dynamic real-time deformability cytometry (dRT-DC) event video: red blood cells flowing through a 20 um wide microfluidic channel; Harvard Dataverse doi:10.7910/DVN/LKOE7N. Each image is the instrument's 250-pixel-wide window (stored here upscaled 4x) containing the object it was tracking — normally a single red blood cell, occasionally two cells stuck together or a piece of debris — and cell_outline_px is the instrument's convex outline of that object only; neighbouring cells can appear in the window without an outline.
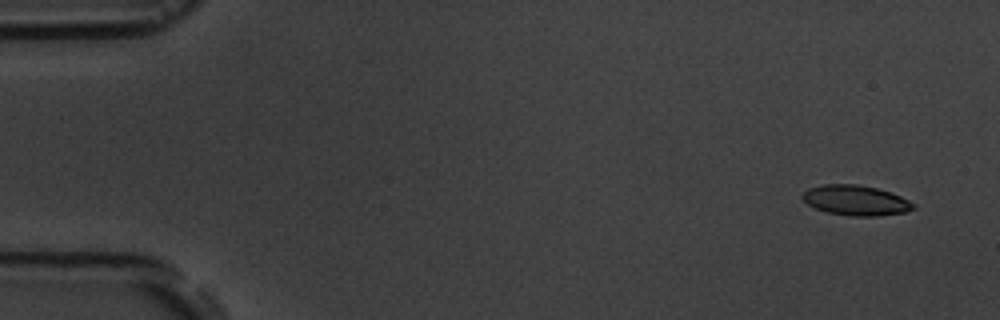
{"species": "common noctule bat (a hibernating species)", "species_latin": "Nyctalus noctula", "temperature_condition": "room temperature", "stored_images_in_passage": 5, "camera_frame_rate_fps": 3000, "um_per_image_px": 0.085, "animal": {"sex": "male", "body_mass_g": 19.5, "forearm_length_mm": 54.6}, "frame": {"image": 1, "passage_image": 1, "time_ms": 0.0, "image_size_px": [1000, 320], "cell_outline_px": [[916, 208], [904, 212], [876, 216], [852, 216], [828, 212], [816, 208], [808, 204], [800, 196], [808, 188], [824, 184], [856, 184], [876, 188], [892, 192], [916, 204]], "centroid_in_image_um": [72.75, 17.02], "position_along_channel_um": 12.2, "area_um2": 19.42}}
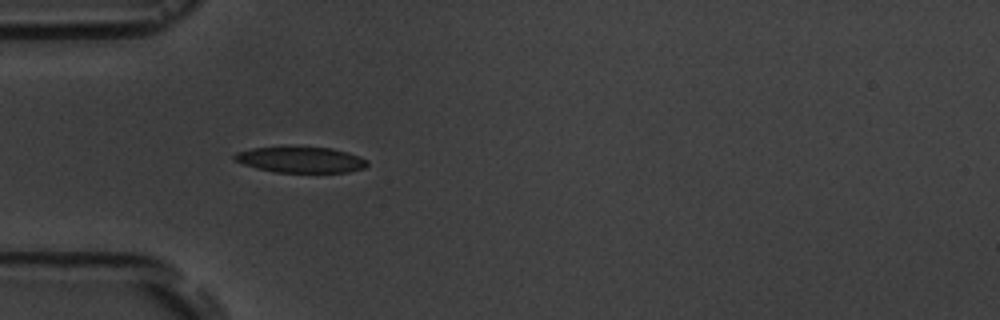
{"frame": {"image": 2, "passage_image": 5, "time_ms": 4.667, "image_size_px": [1000, 320], "cell_outline_px": [[368, 164], [364, 168], [348, 172], [276, 172], [256, 168], [244, 164], [236, 160], [232, 156], [236, 152], [252, 148], [332, 148], [348, 152], [360, 156], [368, 160]], "centroid_in_image_um": [25.6, 13.59], "position_along_channel_um": 59.4, "area_um2": 19.65}}